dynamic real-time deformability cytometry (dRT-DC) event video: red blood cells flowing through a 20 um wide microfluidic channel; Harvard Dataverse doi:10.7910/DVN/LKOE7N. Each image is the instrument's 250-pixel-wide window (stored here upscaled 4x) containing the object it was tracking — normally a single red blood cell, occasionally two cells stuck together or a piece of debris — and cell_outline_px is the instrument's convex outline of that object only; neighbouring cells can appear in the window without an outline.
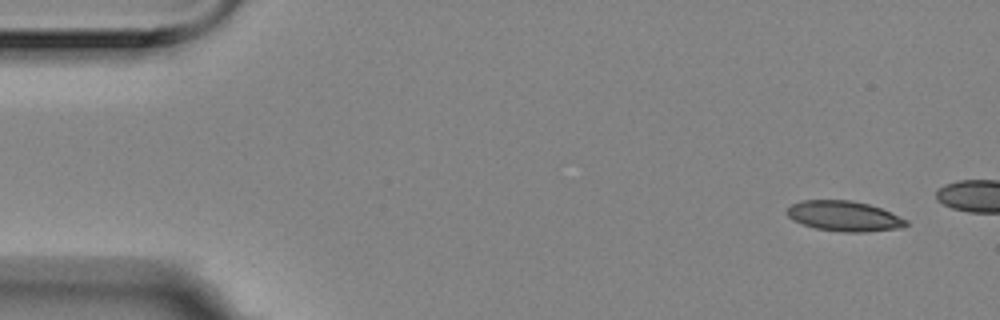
{"species": "Egyptian fruit bat (a non-hibernating species)", "species_latin": "Rousettus aegyptiacus", "temperature_condition": "room temperature", "stored_images_in_passage": 16, "camera_frame_rate_fps": 3000, "um_per_image_px": 0.085, "animal": {"sex": "female"}, "frame": {"image": 1, "passage_image": 1, "time_ms": 0.0, "image_size_px": [1000, 320], "cell_outline_px": [[908, 224], [900, 228], [864, 232], [840, 232], [816, 228], [792, 220], [784, 212], [792, 204], [800, 200], [852, 200], [868, 204], [880, 208], [908, 220]], "centroid_in_image_um": [71.72, 18.36], "position_along_channel_um": 13.3, "area_um2": 20.98}}
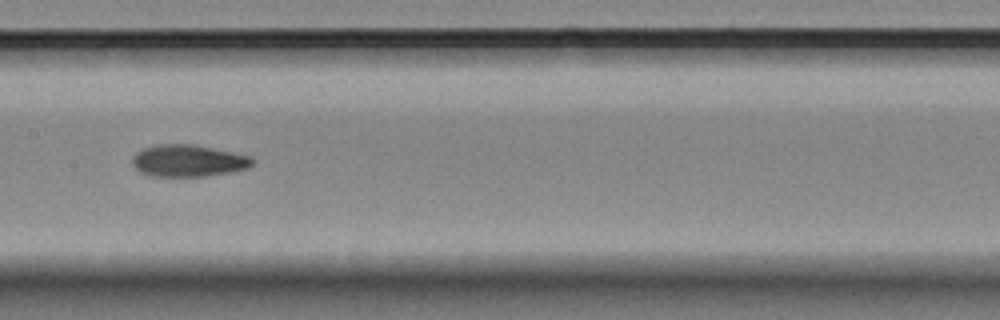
{"frame": {"image": 2, "passage_image": 9, "time_ms": 2.667, "image_size_px": [1000, 320], "cell_outline_px": [[256, 160], [248, 168], [228, 172], [204, 176], [148, 176], [140, 172], [132, 164], [132, 156], [136, 152], [144, 148], [156, 144], [192, 144], [252, 156]], "centroid_in_image_um": [15.98, 13.66], "position_along_channel_um": 191.4, "area_um2": 22.37}}
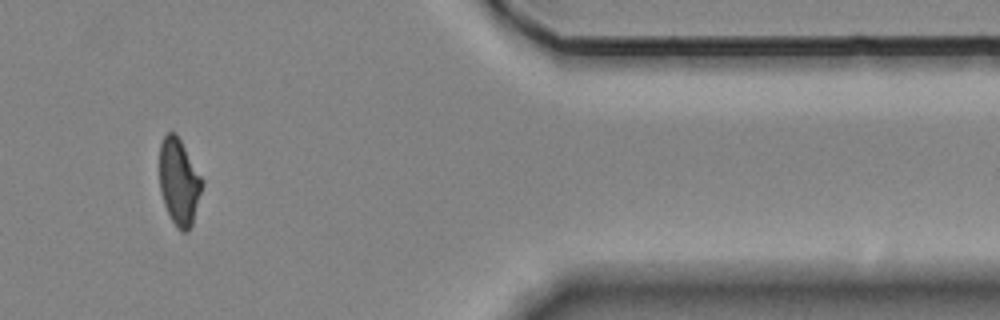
{"frame": {"image": 3, "passage_image": 14, "time_ms": 4.333, "image_size_px": [1000, 320], "cell_outline_px": [[204, 184], [192, 224], [188, 232], [180, 232], [172, 220], [164, 204], [160, 188], [160, 144], [164, 136], [168, 132], [176, 132], [204, 180]], "centroid_in_image_um": [15.24, 15.46], "position_along_channel_um": 396.2, "area_um2": 21.56}}